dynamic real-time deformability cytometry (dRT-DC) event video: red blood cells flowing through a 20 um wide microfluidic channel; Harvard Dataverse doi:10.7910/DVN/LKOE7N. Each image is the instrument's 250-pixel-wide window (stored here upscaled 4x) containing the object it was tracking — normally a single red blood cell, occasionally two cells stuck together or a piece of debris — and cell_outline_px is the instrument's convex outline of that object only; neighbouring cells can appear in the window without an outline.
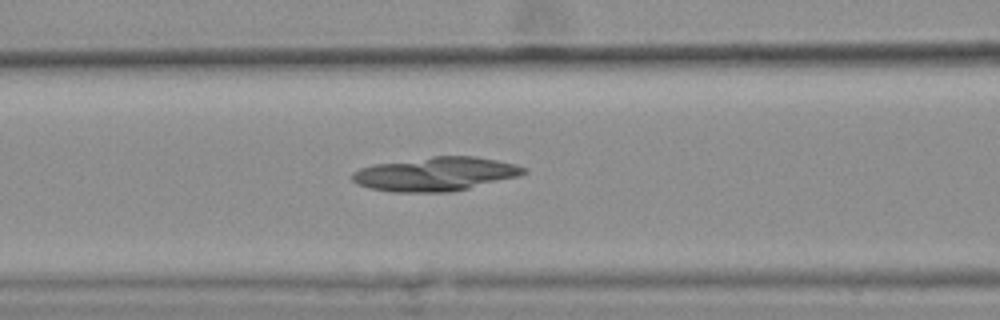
{"species": "common noctule bat (a hibernating species)", "species_latin": "Nyctalus noctula", "temperature_condition": "warm", "stored_images_in_passage": 34, "camera_frame_rate_fps": 3000, "um_per_image_px": 0.085, "animal": {"sex": "female", "body_mass_g": 25.1}, "frame": {"image": 1, "passage_image": 9, "time_ms": 2.667, "image_size_px": [1000, 320], "cell_outline_px": [[528, 172], [520, 176], [468, 188], [448, 192], [392, 192], [368, 188], [356, 184], [352, 180], [352, 172], [360, 168], [372, 164], [432, 156], [476, 156], [516, 164], [524, 168]], "centroid_in_image_um": [36.99, 14.79], "position_along_channel_um": 129.6, "area_um2": 33.99}}
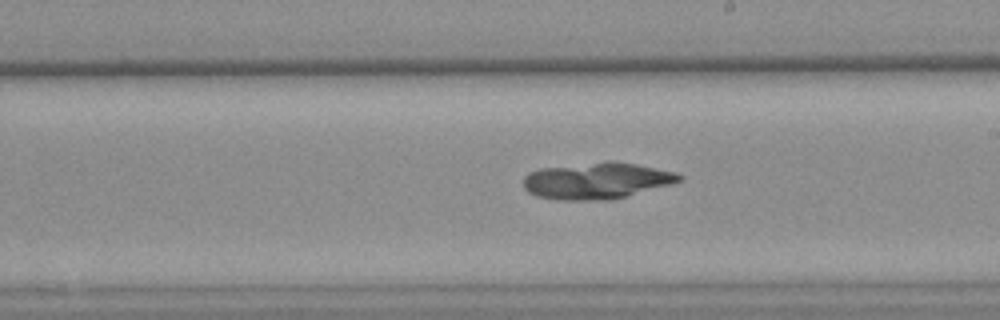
{"frame": {"image": 2, "passage_image": 18, "time_ms": 5.667, "image_size_px": [1000, 320], "cell_outline_px": [[684, 180], [672, 184], [608, 200], [560, 200], [536, 196], [528, 192], [524, 188], [524, 176], [528, 172], [540, 168], [608, 160], [612, 160], [636, 164], [676, 172], [684, 176]], "centroid_in_image_um": [50.72, 15.34], "position_along_channel_um": 238.3, "area_um2": 33.29}}
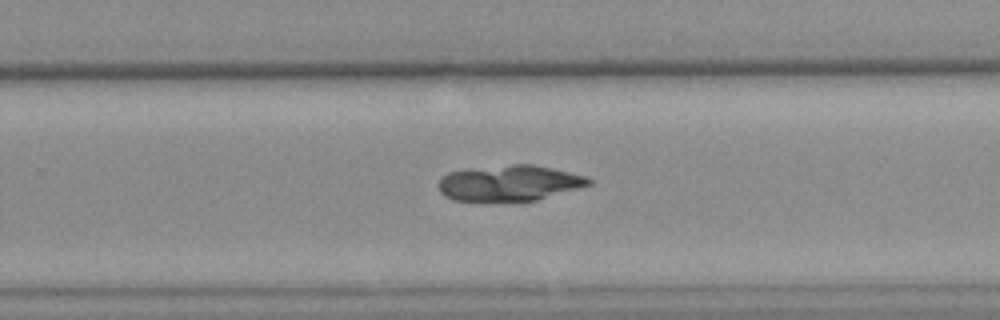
{"frame": {"image": 3, "passage_image": 22, "time_ms": 7.0, "image_size_px": [1000, 320], "cell_outline_px": [[592, 184], [536, 200], [452, 200], [444, 196], [440, 192], [436, 184], [448, 172], [468, 168], [512, 164], [532, 164], [552, 168], [588, 176], [592, 180]], "centroid_in_image_um": [43.28, 15.54], "position_along_channel_um": 286.5, "area_um2": 31.21}}